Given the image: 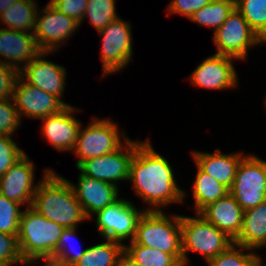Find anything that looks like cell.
<instances>
[{
	"mask_svg": "<svg viewBox=\"0 0 266 266\" xmlns=\"http://www.w3.org/2000/svg\"><path fill=\"white\" fill-rule=\"evenodd\" d=\"M128 181L132 182L135 193L153 206L146 211H162L171 203L183 202L186 196L178 187L168 160L155 152L149 139L135 141Z\"/></svg>",
	"mask_w": 266,
	"mask_h": 266,
	"instance_id": "obj_1",
	"label": "cell"
},
{
	"mask_svg": "<svg viewBox=\"0 0 266 266\" xmlns=\"http://www.w3.org/2000/svg\"><path fill=\"white\" fill-rule=\"evenodd\" d=\"M43 174L31 207L64 228H77L78 223L88 218L76 198L71 181L56 174L51 168L44 170Z\"/></svg>",
	"mask_w": 266,
	"mask_h": 266,
	"instance_id": "obj_2",
	"label": "cell"
},
{
	"mask_svg": "<svg viewBox=\"0 0 266 266\" xmlns=\"http://www.w3.org/2000/svg\"><path fill=\"white\" fill-rule=\"evenodd\" d=\"M64 229L43 217L31 206L22 210L17 238L25 263L31 266L40 259H53Z\"/></svg>",
	"mask_w": 266,
	"mask_h": 266,
	"instance_id": "obj_3",
	"label": "cell"
},
{
	"mask_svg": "<svg viewBox=\"0 0 266 266\" xmlns=\"http://www.w3.org/2000/svg\"><path fill=\"white\" fill-rule=\"evenodd\" d=\"M182 216L170 218L162 211H146L139 218L134 241L174 255L183 264Z\"/></svg>",
	"mask_w": 266,
	"mask_h": 266,
	"instance_id": "obj_4",
	"label": "cell"
},
{
	"mask_svg": "<svg viewBox=\"0 0 266 266\" xmlns=\"http://www.w3.org/2000/svg\"><path fill=\"white\" fill-rule=\"evenodd\" d=\"M196 215L182 216L183 266L189 262L188 251L202 254L208 262L233 244V240L223 231L207 222L201 215Z\"/></svg>",
	"mask_w": 266,
	"mask_h": 266,
	"instance_id": "obj_5",
	"label": "cell"
},
{
	"mask_svg": "<svg viewBox=\"0 0 266 266\" xmlns=\"http://www.w3.org/2000/svg\"><path fill=\"white\" fill-rule=\"evenodd\" d=\"M229 192L244 211L266 201V161L246 155L238 165L236 176Z\"/></svg>",
	"mask_w": 266,
	"mask_h": 266,
	"instance_id": "obj_6",
	"label": "cell"
},
{
	"mask_svg": "<svg viewBox=\"0 0 266 266\" xmlns=\"http://www.w3.org/2000/svg\"><path fill=\"white\" fill-rule=\"evenodd\" d=\"M82 127L81 124L73 149L79 157L76 167L88 159L111 153L123 145L118 126L109 119L98 120L94 117L86 128Z\"/></svg>",
	"mask_w": 266,
	"mask_h": 266,
	"instance_id": "obj_7",
	"label": "cell"
},
{
	"mask_svg": "<svg viewBox=\"0 0 266 266\" xmlns=\"http://www.w3.org/2000/svg\"><path fill=\"white\" fill-rule=\"evenodd\" d=\"M213 33V42L217 46L215 54L229 56L242 61L247 58L250 47L265 44L250 28L236 8Z\"/></svg>",
	"mask_w": 266,
	"mask_h": 266,
	"instance_id": "obj_8",
	"label": "cell"
},
{
	"mask_svg": "<svg viewBox=\"0 0 266 266\" xmlns=\"http://www.w3.org/2000/svg\"><path fill=\"white\" fill-rule=\"evenodd\" d=\"M144 212L145 209L138 210L132 201L118 198L95 214L97 230L104 239L123 244L122 241L130 238L132 242L138 220Z\"/></svg>",
	"mask_w": 266,
	"mask_h": 266,
	"instance_id": "obj_9",
	"label": "cell"
},
{
	"mask_svg": "<svg viewBox=\"0 0 266 266\" xmlns=\"http://www.w3.org/2000/svg\"><path fill=\"white\" fill-rule=\"evenodd\" d=\"M131 29V24L119 17L97 31L103 40L101 42L103 75L116 73L131 61L133 54Z\"/></svg>",
	"mask_w": 266,
	"mask_h": 266,
	"instance_id": "obj_10",
	"label": "cell"
},
{
	"mask_svg": "<svg viewBox=\"0 0 266 266\" xmlns=\"http://www.w3.org/2000/svg\"><path fill=\"white\" fill-rule=\"evenodd\" d=\"M124 144L117 150L82 162L77 169L91 178L109 182L129 180L130 163L135 154V141L124 135Z\"/></svg>",
	"mask_w": 266,
	"mask_h": 266,
	"instance_id": "obj_11",
	"label": "cell"
},
{
	"mask_svg": "<svg viewBox=\"0 0 266 266\" xmlns=\"http://www.w3.org/2000/svg\"><path fill=\"white\" fill-rule=\"evenodd\" d=\"M39 11L33 32L36 43L42 52L55 53L75 33L80 23L58 11L49 2Z\"/></svg>",
	"mask_w": 266,
	"mask_h": 266,
	"instance_id": "obj_12",
	"label": "cell"
},
{
	"mask_svg": "<svg viewBox=\"0 0 266 266\" xmlns=\"http://www.w3.org/2000/svg\"><path fill=\"white\" fill-rule=\"evenodd\" d=\"M13 100L20 119L23 116L30 119H44L60 113L67 106H71L58 97L31 86L20 76L15 84Z\"/></svg>",
	"mask_w": 266,
	"mask_h": 266,
	"instance_id": "obj_13",
	"label": "cell"
},
{
	"mask_svg": "<svg viewBox=\"0 0 266 266\" xmlns=\"http://www.w3.org/2000/svg\"><path fill=\"white\" fill-rule=\"evenodd\" d=\"M233 58L213 54L204 59L190 75V81L201 88L225 90L238 86V74Z\"/></svg>",
	"mask_w": 266,
	"mask_h": 266,
	"instance_id": "obj_14",
	"label": "cell"
},
{
	"mask_svg": "<svg viewBox=\"0 0 266 266\" xmlns=\"http://www.w3.org/2000/svg\"><path fill=\"white\" fill-rule=\"evenodd\" d=\"M53 52H40L24 67L20 66L19 76L31 86L40 88L61 100L65 89L66 69L63 66L44 59ZM43 57V58H42Z\"/></svg>",
	"mask_w": 266,
	"mask_h": 266,
	"instance_id": "obj_15",
	"label": "cell"
},
{
	"mask_svg": "<svg viewBox=\"0 0 266 266\" xmlns=\"http://www.w3.org/2000/svg\"><path fill=\"white\" fill-rule=\"evenodd\" d=\"M34 170V164L25 153L0 178V194L30 207L38 186L34 185Z\"/></svg>",
	"mask_w": 266,
	"mask_h": 266,
	"instance_id": "obj_16",
	"label": "cell"
},
{
	"mask_svg": "<svg viewBox=\"0 0 266 266\" xmlns=\"http://www.w3.org/2000/svg\"><path fill=\"white\" fill-rule=\"evenodd\" d=\"M77 110V107L67 106L60 113L41 119L43 122L41 134L43 133L48 143L57 151L74 149L82 124L73 116Z\"/></svg>",
	"mask_w": 266,
	"mask_h": 266,
	"instance_id": "obj_17",
	"label": "cell"
},
{
	"mask_svg": "<svg viewBox=\"0 0 266 266\" xmlns=\"http://www.w3.org/2000/svg\"><path fill=\"white\" fill-rule=\"evenodd\" d=\"M78 177V186L73 183L71 186L88 220L119 198V187L106 181L88 177L81 172Z\"/></svg>",
	"mask_w": 266,
	"mask_h": 266,
	"instance_id": "obj_18",
	"label": "cell"
},
{
	"mask_svg": "<svg viewBox=\"0 0 266 266\" xmlns=\"http://www.w3.org/2000/svg\"><path fill=\"white\" fill-rule=\"evenodd\" d=\"M41 50L34 33L0 28V62L20 70L18 65L31 62Z\"/></svg>",
	"mask_w": 266,
	"mask_h": 266,
	"instance_id": "obj_19",
	"label": "cell"
},
{
	"mask_svg": "<svg viewBox=\"0 0 266 266\" xmlns=\"http://www.w3.org/2000/svg\"><path fill=\"white\" fill-rule=\"evenodd\" d=\"M198 214L233 241L241 232L244 210L230 192L204 207Z\"/></svg>",
	"mask_w": 266,
	"mask_h": 266,
	"instance_id": "obj_20",
	"label": "cell"
},
{
	"mask_svg": "<svg viewBox=\"0 0 266 266\" xmlns=\"http://www.w3.org/2000/svg\"><path fill=\"white\" fill-rule=\"evenodd\" d=\"M243 154V152L223 154L219 149H216L211 154L208 152L192 151L195 164L228 189L233 185L238 165L245 156Z\"/></svg>",
	"mask_w": 266,
	"mask_h": 266,
	"instance_id": "obj_21",
	"label": "cell"
},
{
	"mask_svg": "<svg viewBox=\"0 0 266 266\" xmlns=\"http://www.w3.org/2000/svg\"><path fill=\"white\" fill-rule=\"evenodd\" d=\"M234 244L257 250L266 245V201L244 211L242 229Z\"/></svg>",
	"mask_w": 266,
	"mask_h": 266,
	"instance_id": "obj_22",
	"label": "cell"
},
{
	"mask_svg": "<svg viewBox=\"0 0 266 266\" xmlns=\"http://www.w3.org/2000/svg\"><path fill=\"white\" fill-rule=\"evenodd\" d=\"M38 11L35 1L17 0L0 16V21L6 24L7 29L33 33Z\"/></svg>",
	"mask_w": 266,
	"mask_h": 266,
	"instance_id": "obj_23",
	"label": "cell"
},
{
	"mask_svg": "<svg viewBox=\"0 0 266 266\" xmlns=\"http://www.w3.org/2000/svg\"><path fill=\"white\" fill-rule=\"evenodd\" d=\"M196 168L197 174L192 192L195 201V212L198 214L204 207L229 193V189L205 173L197 164Z\"/></svg>",
	"mask_w": 266,
	"mask_h": 266,
	"instance_id": "obj_24",
	"label": "cell"
},
{
	"mask_svg": "<svg viewBox=\"0 0 266 266\" xmlns=\"http://www.w3.org/2000/svg\"><path fill=\"white\" fill-rule=\"evenodd\" d=\"M106 242L86 248L83 256L73 266H116L124 254V245L105 239Z\"/></svg>",
	"mask_w": 266,
	"mask_h": 266,
	"instance_id": "obj_25",
	"label": "cell"
},
{
	"mask_svg": "<svg viewBox=\"0 0 266 266\" xmlns=\"http://www.w3.org/2000/svg\"><path fill=\"white\" fill-rule=\"evenodd\" d=\"M124 254L139 266H183L174 255L139 245L134 240L124 245Z\"/></svg>",
	"mask_w": 266,
	"mask_h": 266,
	"instance_id": "obj_26",
	"label": "cell"
},
{
	"mask_svg": "<svg viewBox=\"0 0 266 266\" xmlns=\"http://www.w3.org/2000/svg\"><path fill=\"white\" fill-rule=\"evenodd\" d=\"M235 8V0H211L203 8L190 16V20L206 27H212L215 32Z\"/></svg>",
	"mask_w": 266,
	"mask_h": 266,
	"instance_id": "obj_27",
	"label": "cell"
},
{
	"mask_svg": "<svg viewBox=\"0 0 266 266\" xmlns=\"http://www.w3.org/2000/svg\"><path fill=\"white\" fill-rule=\"evenodd\" d=\"M235 8L266 43V0H235Z\"/></svg>",
	"mask_w": 266,
	"mask_h": 266,
	"instance_id": "obj_28",
	"label": "cell"
},
{
	"mask_svg": "<svg viewBox=\"0 0 266 266\" xmlns=\"http://www.w3.org/2000/svg\"><path fill=\"white\" fill-rule=\"evenodd\" d=\"M247 250L249 253H244ZM250 248L230 245L224 252L207 262L208 266H262V259ZM251 252V253H250Z\"/></svg>",
	"mask_w": 266,
	"mask_h": 266,
	"instance_id": "obj_29",
	"label": "cell"
},
{
	"mask_svg": "<svg viewBox=\"0 0 266 266\" xmlns=\"http://www.w3.org/2000/svg\"><path fill=\"white\" fill-rule=\"evenodd\" d=\"M86 17L97 31L105 28L110 22L119 18L115 0H87L83 19Z\"/></svg>",
	"mask_w": 266,
	"mask_h": 266,
	"instance_id": "obj_30",
	"label": "cell"
},
{
	"mask_svg": "<svg viewBox=\"0 0 266 266\" xmlns=\"http://www.w3.org/2000/svg\"><path fill=\"white\" fill-rule=\"evenodd\" d=\"M20 206V203L0 194V232L18 236L22 214Z\"/></svg>",
	"mask_w": 266,
	"mask_h": 266,
	"instance_id": "obj_31",
	"label": "cell"
},
{
	"mask_svg": "<svg viewBox=\"0 0 266 266\" xmlns=\"http://www.w3.org/2000/svg\"><path fill=\"white\" fill-rule=\"evenodd\" d=\"M76 232V227L64 229L59 239L56 253L52 260L62 265L73 266L83 256L86 249H81V251H78L75 250L74 246L69 245L72 239L76 238ZM69 246H71L72 249H69Z\"/></svg>",
	"mask_w": 266,
	"mask_h": 266,
	"instance_id": "obj_32",
	"label": "cell"
},
{
	"mask_svg": "<svg viewBox=\"0 0 266 266\" xmlns=\"http://www.w3.org/2000/svg\"><path fill=\"white\" fill-rule=\"evenodd\" d=\"M21 121L13 98L0 99V135L13 136Z\"/></svg>",
	"mask_w": 266,
	"mask_h": 266,
	"instance_id": "obj_33",
	"label": "cell"
},
{
	"mask_svg": "<svg viewBox=\"0 0 266 266\" xmlns=\"http://www.w3.org/2000/svg\"><path fill=\"white\" fill-rule=\"evenodd\" d=\"M16 263L26 264L20 253L17 235L0 232V266Z\"/></svg>",
	"mask_w": 266,
	"mask_h": 266,
	"instance_id": "obj_34",
	"label": "cell"
},
{
	"mask_svg": "<svg viewBox=\"0 0 266 266\" xmlns=\"http://www.w3.org/2000/svg\"><path fill=\"white\" fill-rule=\"evenodd\" d=\"M24 154L12 136L0 135V178Z\"/></svg>",
	"mask_w": 266,
	"mask_h": 266,
	"instance_id": "obj_35",
	"label": "cell"
},
{
	"mask_svg": "<svg viewBox=\"0 0 266 266\" xmlns=\"http://www.w3.org/2000/svg\"><path fill=\"white\" fill-rule=\"evenodd\" d=\"M18 77L19 69L0 62V99L13 98Z\"/></svg>",
	"mask_w": 266,
	"mask_h": 266,
	"instance_id": "obj_36",
	"label": "cell"
},
{
	"mask_svg": "<svg viewBox=\"0 0 266 266\" xmlns=\"http://www.w3.org/2000/svg\"><path fill=\"white\" fill-rule=\"evenodd\" d=\"M49 3L61 13L81 24L87 6V0H50Z\"/></svg>",
	"mask_w": 266,
	"mask_h": 266,
	"instance_id": "obj_37",
	"label": "cell"
},
{
	"mask_svg": "<svg viewBox=\"0 0 266 266\" xmlns=\"http://www.w3.org/2000/svg\"><path fill=\"white\" fill-rule=\"evenodd\" d=\"M210 2L211 0H172L169 6L167 5L168 15L177 13L190 18L194 12L208 5Z\"/></svg>",
	"mask_w": 266,
	"mask_h": 266,
	"instance_id": "obj_38",
	"label": "cell"
},
{
	"mask_svg": "<svg viewBox=\"0 0 266 266\" xmlns=\"http://www.w3.org/2000/svg\"><path fill=\"white\" fill-rule=\"evenodd\" d=\"M116 266H139L131 261L125 254H123L117 262Z\"/></svg>",
	"mask_w": 266,
	"mask_h": 266,
	"instance_id": "obj_39",
	"label": "cell"
},
{
	"mask_svg": "<svg viewBox=\"0 0 266 266\" xmlns=\"http://www.w3.org/2000/svg\"><path fill=\"white\" fill-rule=\"evenodd\" d=\"M17 0H0V16L8 10Z\"/></svg>",
	"mask_w": 266,
	"mask_h": 266,
	"instance_id": "obj_40",
	"label": "cell"
},
{
	"mask_svg": "<svg viewBox=\"0 0 266 266\" xmlns=\"http://www.w3.org/2000/svg\"><path fill=\"white\" fill-rule=\"evenodd\" d=\"M45 264L44 266H67V265H62L54 260H44Z\"/></svg>",
	"mask_w": 266,
	"mask_h": 266,
	"instance_id": "obj_41",
	"label": "cell"
}]
</instances>
